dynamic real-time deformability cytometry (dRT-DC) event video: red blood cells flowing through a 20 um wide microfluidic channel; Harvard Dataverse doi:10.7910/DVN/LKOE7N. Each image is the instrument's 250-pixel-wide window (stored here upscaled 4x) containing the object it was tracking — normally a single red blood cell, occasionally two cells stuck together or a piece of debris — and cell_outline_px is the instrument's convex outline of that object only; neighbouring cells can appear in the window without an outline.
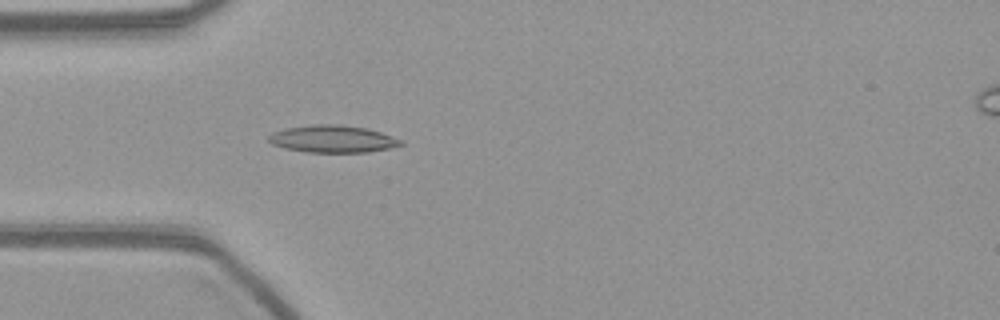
{"species": "common noctule bat (a hibernating species)", "species_latin": "Nyctalus noctula", "temperature_condition": "warm", "stored_images_in_passage": 55, "camera_frame_rate_fps": 3000, "um_per_image_px": 0.085, "animal": {"sex": "female", "body_mass_g": 21.9}, "frame": {"image": 1, "passage_image": 16, "time_ms": 5.0, "image_size_px": [1000, 320], "cell_outline_px": [[404, 144], [388, 148], [368, 152], [308, 152], [284, 148], [272, 144], [268, 140], [268, 136], [272, 132], [284, 128], [312, 124], [340, 124], [364, 128], [380, 132], [404, 140]], "centroid_in_image_um": [28.26, 11.8], "position_along_channel_um": 56.7, "area_um2": 21.04}}
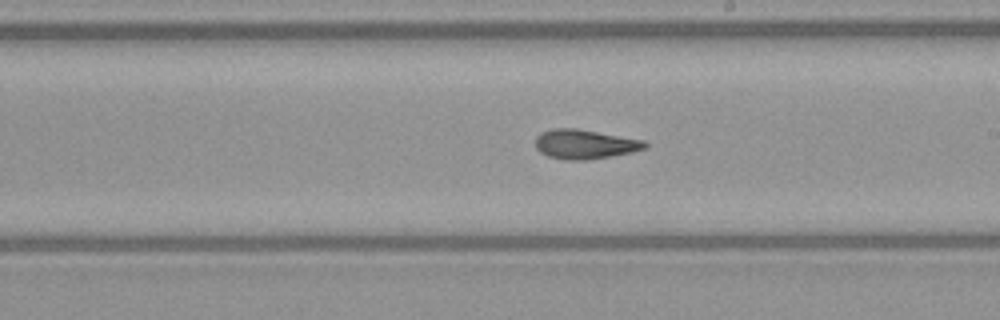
{"frame": {"image": 2, "passage_image": 31, "time_ms": 10.0, "image_size_px": [1000, 320], "cell_outline_px": [[648, 148], [632, 152], [612, 156], [588, 160], [564, 160], [548, 156], [540, 152], [536, 148], [536, 136], [540, 132], [552, 128], [576, 128], [644, 140], [648, 144]], "centroid_in_image_um": [49.71, 12.26], "position_along_channel_um": 239.3, "area_um2": 18.96}}
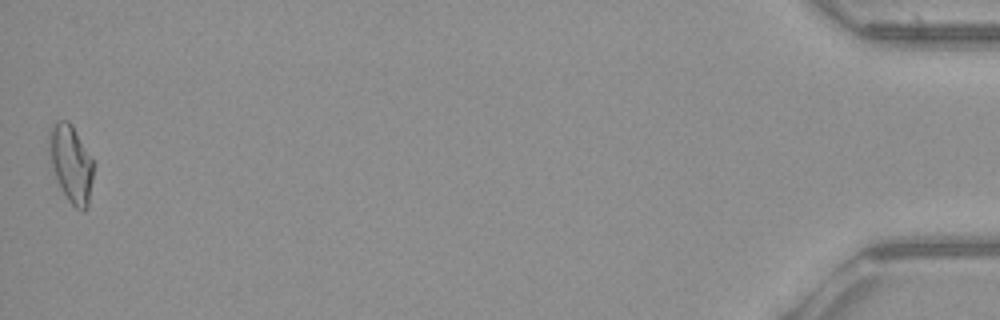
{"frame": {"image": 3, "passage_image": 55, "time_ms": 18.0, "image_size_px": [1000, 320], "cell_outline_px": [[92, 180], [88, 204], [84, 212], [76, 208], [68, 200], [60, 188], [52, 164], [48, 144], [48, 136], [52, 124], [56, 120], [68, 120], [72, 124], [92, 160]], "centroid_in_image_um": [6.02, 13.88], "position_along_channel_um": 429.2, "area_um2": 19.59}}